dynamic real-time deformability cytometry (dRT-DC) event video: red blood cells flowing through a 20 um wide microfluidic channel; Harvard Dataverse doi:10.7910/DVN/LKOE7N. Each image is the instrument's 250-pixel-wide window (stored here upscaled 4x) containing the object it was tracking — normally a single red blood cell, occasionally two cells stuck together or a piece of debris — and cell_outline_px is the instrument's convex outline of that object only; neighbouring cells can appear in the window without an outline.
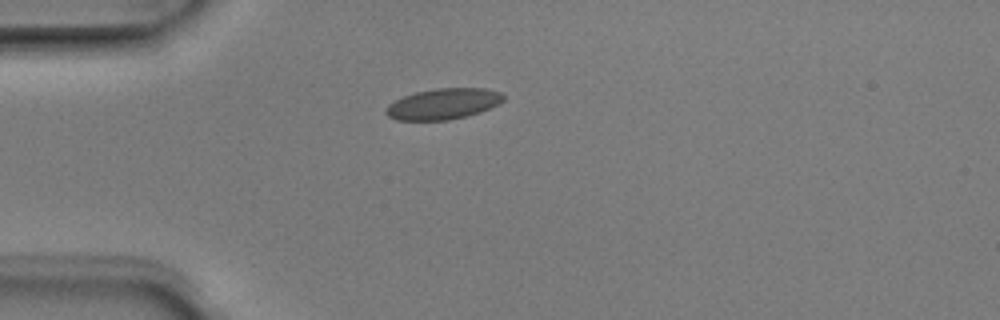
{"species": "Egyptian fruit bat (a non-hibernating species)", "species_latin": "Rousettus aegyptiacus", "temperature_condition": "room temperature", "stored_images_in_passage": 2, "camera_frame_rate_fps": 3000, "um_per_image_px": 0.085, "animal": {"sex": "male"}, "frame": {"image": 1, "passage_image": 1, "time_ms": 0.0, "image_size_px": [1000, 320], "cell_outline_px": [[504, 100], [480, 112], [468, 116], [448, 120], [396, 120], [388, 116], [384, 112], [384, 108], [388, 104], [404, 96], [416, 92], [436, 88], [484, 88], [500, 92], [504, 96]], "centroid_in_image_um": [37.64, 8.83], "position_along_channel_um": 47.4, "area_um2": 21.1}}